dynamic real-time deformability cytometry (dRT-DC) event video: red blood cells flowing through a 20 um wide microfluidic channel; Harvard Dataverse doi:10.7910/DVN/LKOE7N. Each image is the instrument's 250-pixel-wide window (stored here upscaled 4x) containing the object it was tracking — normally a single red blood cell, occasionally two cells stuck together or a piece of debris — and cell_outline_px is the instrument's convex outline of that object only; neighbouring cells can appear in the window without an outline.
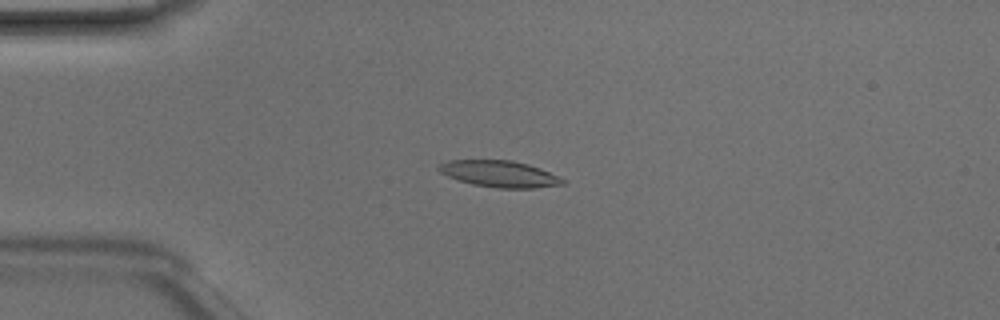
{"species": "Egyptian fruit bat (a non-hibernating species)", "species_latin": "Rousettus aegyptiacus", "temperature_condition": "room temperature", "stored_images_in_passage": 41, "camera_frame_rate_fps": 3000, "um_per_image_px": 0.085, "animal": {"sex": "male"}, "frame": {"image": 1, "passage_image": 5, "time_ms": 1.333, "image_size_px": [1000, 320], "cell_outline_px": [[564, 184], [532, 188], [496, 188], [472, 184], [448, 176], [440, 172], [436, 168], [440, 164], [448, 160], [512, 160], [528, 164], [540, 168], [564, 180]], "centroid_in_image_um": [42.42, 14.77], "position_along_channel_um": 42.6, "area_um2": 18.9}}
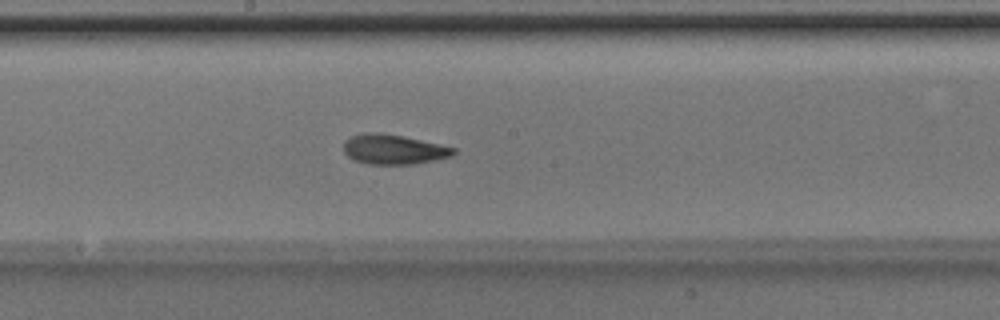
{"frame": {"image": 2, "passage_image": 19, "time_ms": 6.0, "image_size_px": [1000, 320], "cell_outline_px": [[456, 152], [452, 156], [436, 160], [416, 164], [368, 164], [356, 160], [348, 156], [344, 152], [344, 140], [348, 136], [368, 132], [376, 132], [404, 136], [456, 148]], "centroid_in_image_um": [33.45, 12.69], "position_along_channel_um": 214.7, "area_um2": 19.19}}
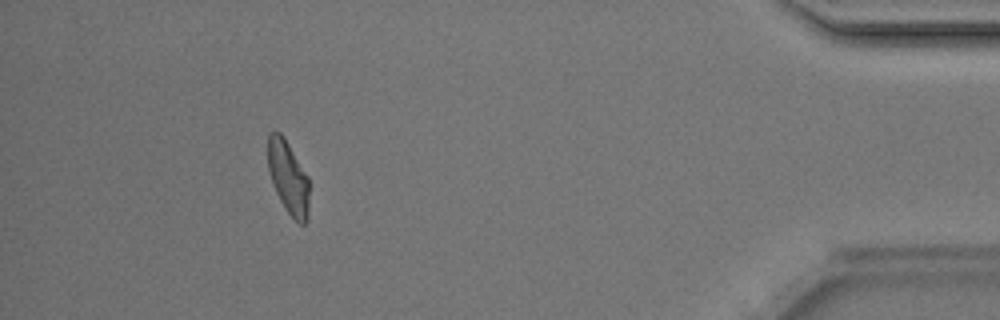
{"frame": {"image": 3, "passage_image": 37, "time_ms": 12.0, "image_size_px": [1000, 320], "cell_outline_px": [[308, 220], [304, 224], [300, 224], [284, 208], [276, 192], [268, 168], [268, 136], [272, 132], [280, 132], [284, 136], [308, 176]], "centroid_in_image_um": [24.51, 15.07], "position_along_channel_um": 410.7, "area_um2": 17.4}, "authors_computed_cell_mechanics": {"area_um2": 18.6116, "velocity_mm_per_s": 4.209, "shape_relaxation_time_tau1_ms": 4.6447, "shape_relaxation_time_tau2_ms": 5.1308, "deformation_change_tau1": 0.1766, "deformation_change_tau2": 0.1117}}